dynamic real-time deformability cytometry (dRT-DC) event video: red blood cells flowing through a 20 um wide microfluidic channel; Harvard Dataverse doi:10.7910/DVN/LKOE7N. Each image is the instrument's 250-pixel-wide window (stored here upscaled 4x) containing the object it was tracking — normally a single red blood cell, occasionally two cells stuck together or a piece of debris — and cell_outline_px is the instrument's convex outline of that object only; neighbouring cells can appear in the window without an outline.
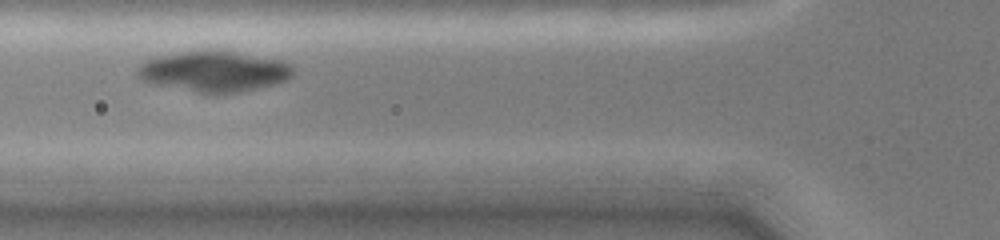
{"species": "common noctule bat (a hibernating species)", "species_latin": "Nyctalus noctula", "temperature_condition": "cold", "stored_images_in_passage": 14, "camera_frame_rate_fps": 3000, "um_per_image_px": 0.085, "animal": {"sex": "female", "body_mass_g": 19.0, "forearm_length_mm": 51.5}, "frame": {"image": 1, "passage_image": 5, "time_ms": 1.0, "image_size_px": [1000, 240], "cell_outline_px": [[292, 76], [284, 80], [272, 84], [240, 92], [196, 92], [152, 84], [144, 80], [136, 72], [136, 68], [144, 60], [156, 56], [172, 52], [204, 48], [224, 48], [280, 60], [292, 64]], "centroid_in_image_um": [18.14, 6.0], "position_along_channel_um": 107.7, "area_um2": 37.63}}
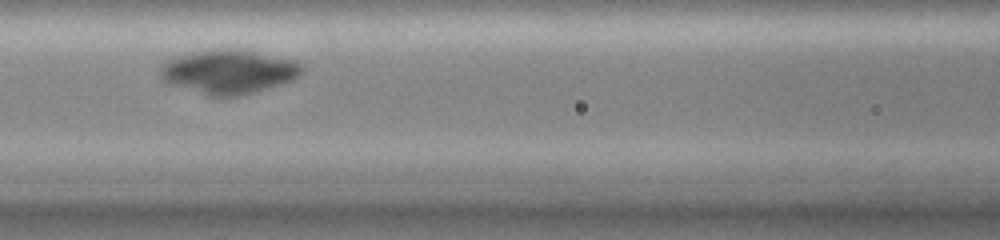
{"frame": {"image": 2, "passage_image": 9, "time_ms": 2.0, "image_size_px": [1000, 240], "cell_outline_px": [[304, 72], [300, 76], [292, 80], [280, 84], [240, 96], [208, 96], [168, 84], [160, 76], [160, 68], [168, 60], [176, 56], [192, 52], [212, 48], [248, 48], [296, 60], [304, 64]], "centroid_in_image_um": [19.49, 6.06], "position_along_channel_um": 147.1, "area_um2": 37.28}}
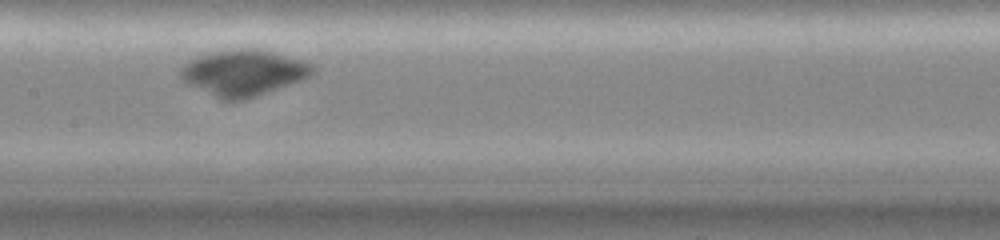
{"frame": {"image": 3, "passage_image": 13, "time_ms": 3.0, "image_size_px": [1000, 240], "cell_outline_px": [[316, 68], [308, 76], [300, 80], [256, 96], [244, 100], [220, 100], [188, 84], [180, 76], [180, 68], [188, 60], [204, 52], [224, 48], [264, 48], [312, 64]], "centroid_in_image_um": [20.63, 6.14], "position_along_channel_um": 186.8, "area_um2": 35.78}}